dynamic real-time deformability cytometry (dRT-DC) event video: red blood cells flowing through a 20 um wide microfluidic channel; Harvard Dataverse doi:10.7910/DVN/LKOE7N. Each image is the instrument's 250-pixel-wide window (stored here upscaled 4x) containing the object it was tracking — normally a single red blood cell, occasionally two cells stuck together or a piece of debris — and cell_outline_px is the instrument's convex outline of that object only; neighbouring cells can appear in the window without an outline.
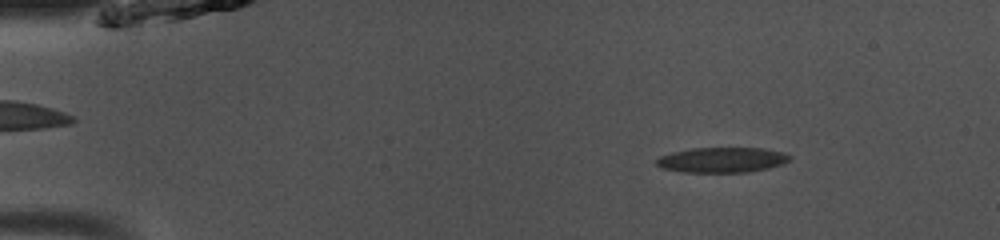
{"species": "common noctule bat (a hibernating species)", "species_latin": "Nyctalus noctula", "temperature_condition": "room temperature", "stored_images_in_passage": 46, "camera_frame_rate_fps": 3000, "um_per_image_px": 0.085, "animal": {"sex": "male", "body_mass_g": 13.0, "forearm_length_mm": 53.1}, "frame": {"image": 1, "passage_image": 3, "time_ms": 0.667, "image_size_px": [1000, 240], "cell_outline_px": [[792, 156], [788, 160], [780, 164], [768, 168], [748, 172], [684, 172], [664, 168], [656, 164], [656, 160], [660, 156], [672, 152], [692, 148], [764, 148], [784, 152]], "centroid_in_image_um": [61.38, 13.58], "position_along_channel_um": 23.6, "area_um2": 19.42}}
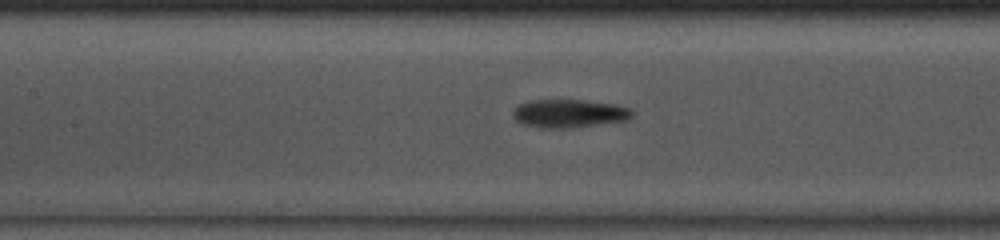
{"frame": {"image": 2, "passage_image": 19, "time_ms": 6.0, "image_size_px": [1000, 240], "cell_outline_px": [[632, 116], [628, 120], [572, 128], [548, 128], [524, 124], [516, 120], [512, 116], [512, 112], [520, 104], [528, 100], [584, 100], [616, 104], [628, 108], [632, 112]], "centroid_in_image_um": [48.38, 9.64], "position_along_channel_um": 159.0, "area_um2": 19.54}}
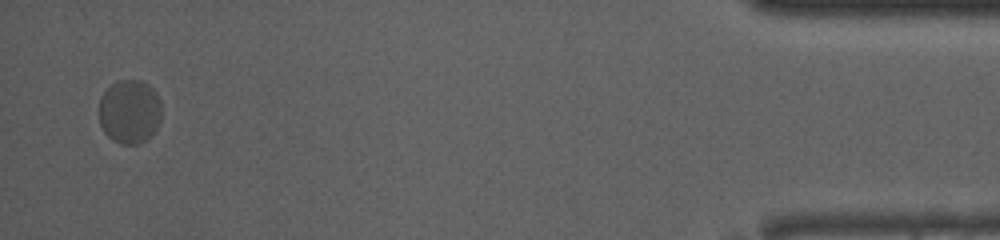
{"frame": {"image": 3, "passage_image": 45, "time_ms": 14.667, "image_size_px": [1000, 240], "cell_outline_px": [[160, 120], [156, 128], [144, 140], [136, 144], [120, 144], [112, 140], [104, 132], [100, 124], [100, 100], [104, 92], [112, 84], [120, 80], [140, 80], [148, 84], [156, 92], [160, 100]], "centroid_in_image_um": [11.01, 9.48], "position_along_channel_um": 424.2, "area_um2": 23.06}, "authors_computed_cell_mechanics": {"area_um2": 20.3167, "velocity_mm_per_s": 3.9441, "shape_relaxation_time_tau1_ms": 3.3297, "shape_relaxation_time_tau2_ms": null, "deformation_change_tau1": 0.1069, "deformation_change_tau2": null}}